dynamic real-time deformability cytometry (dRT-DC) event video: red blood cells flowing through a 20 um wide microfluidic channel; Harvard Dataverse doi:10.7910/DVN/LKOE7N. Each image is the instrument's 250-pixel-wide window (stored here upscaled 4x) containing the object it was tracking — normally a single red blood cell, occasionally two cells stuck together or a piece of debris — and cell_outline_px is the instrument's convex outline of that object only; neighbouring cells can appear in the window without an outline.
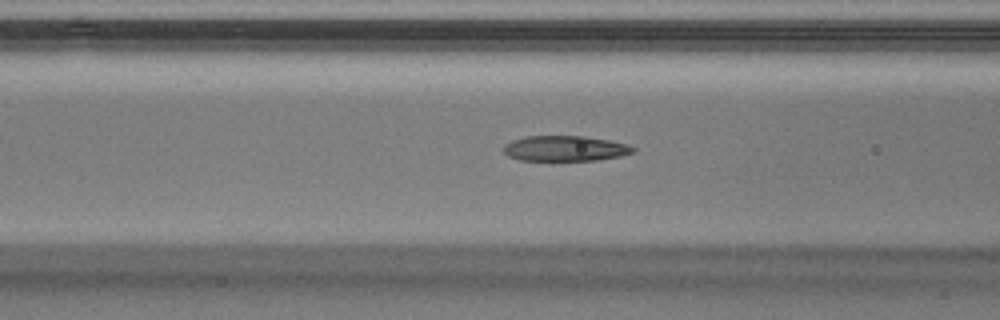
{"species": "Egyptian fruit bat (a non-hibernating species)", "species_latin": "Rousettus aegyptiacus", "temperature_condition": "warm", "stored_images_in_passage": 34, "camera_frame_rate_fps": 3000, "um_per_image_px": 0.085, "animal": {"sex": "male"}, "frame": {"image": 1, "passage_image": 4, "time_ms": 1.0, "image_size_px": [1000, 320], "cell_outline_px": [[636, 152], [620, 156], [596, 160], [520, 160], [508, 156], [504, 152], [504, 144], [512, 140], [524, 136], [584, 136], [608, 140], [624, 144], [636, 148]], "centroid_in_image_um": [48.01, 12.61], "position_along_channel_um": 118.6, "area_um2": 19.07}}
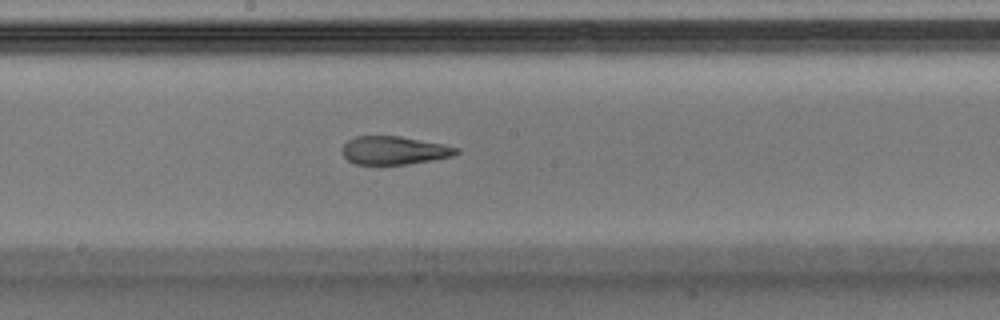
{"frame": {"image": 2, "passage_image": 11, "time_ms": 3.333, "image_size_px": [1000, 320], "cell_outline_px": [[460, 152], [452, 156], [404, 164], [356, 164], [348, 160], [344, 156], [344, 144], [348, 140], [356, 136], [400, 136], [460, 148]], "centroid_in_image_um": [33.49, 12.77], "position_along_channel_um": 214.7, "area_um2": 18.32}}
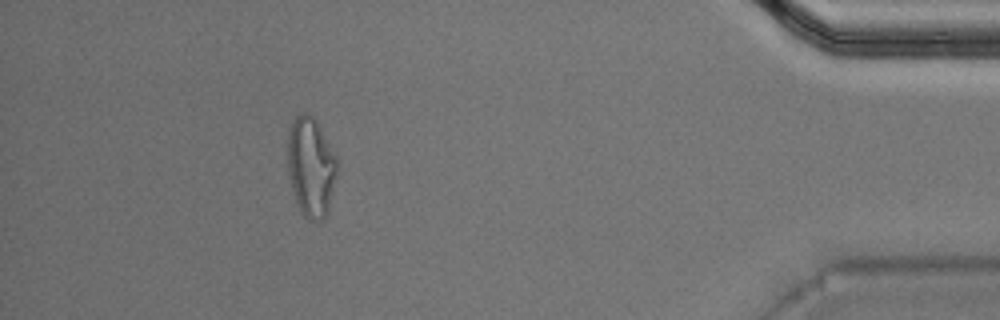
{"frame": {"image": 3, "passage_image": 29, "time_ms": 9.333, "image_size_px": [1000, 320], "cell_outline_px": [[340, 164], [328, 212], [324, 220], [308, 220], [300, 212], [292, 188], [288, 172], [288, 132], [292, 120], [300, 112], [308, 112], [316, 120], [336, 156]], "centroid_in_image_um": [26.45, 14.19], "position_along_channel_um": 408.7, "area_um2": 29.13}}